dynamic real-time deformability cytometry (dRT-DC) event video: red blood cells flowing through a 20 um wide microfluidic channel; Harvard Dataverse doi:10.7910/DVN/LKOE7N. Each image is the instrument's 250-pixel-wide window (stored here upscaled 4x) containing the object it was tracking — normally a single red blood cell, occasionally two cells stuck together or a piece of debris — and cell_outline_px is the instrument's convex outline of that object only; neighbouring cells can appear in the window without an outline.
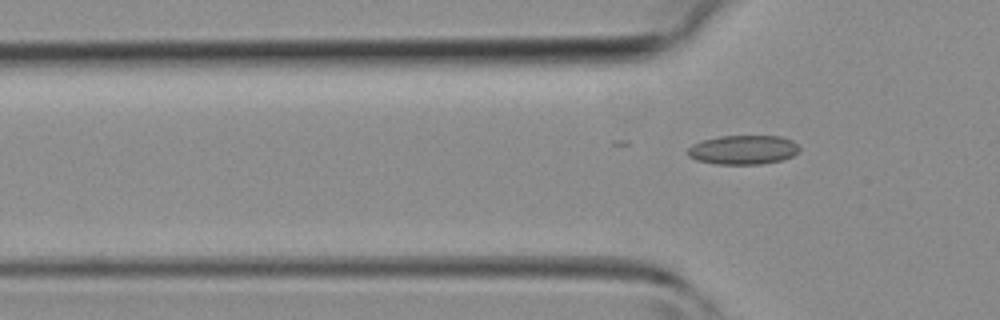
{"species": "common noctule bat (a hibernating species)", "species_latin": "Nyctalus noctula", "temperature_condition": "room temperature", "stored_images_in_passage": 3, "camera_frame_rate_fps": 3000, "um_per_image_px": 0.085, "animal": {"sex": "female", "body_mass_g": 19.3, "forearm_length_mm": 54.1}, "frame": {"image": 1, "passage_image": 3, "time_ms": 0.667, "image_size_px": [1000, 320], "cell_outline_px": [[800, 148], [792, 156], [780, 160], [760, 164], [716, 164], [696, 160], [688, 156], [688, 148], [692, 144], [704, 140], [720, 136], [780, 136], [792, 140]], "centroid_in_image_um": [63.15, 12.73], "position_along_channel_um": 62.7, "area_um2": 18.84}}